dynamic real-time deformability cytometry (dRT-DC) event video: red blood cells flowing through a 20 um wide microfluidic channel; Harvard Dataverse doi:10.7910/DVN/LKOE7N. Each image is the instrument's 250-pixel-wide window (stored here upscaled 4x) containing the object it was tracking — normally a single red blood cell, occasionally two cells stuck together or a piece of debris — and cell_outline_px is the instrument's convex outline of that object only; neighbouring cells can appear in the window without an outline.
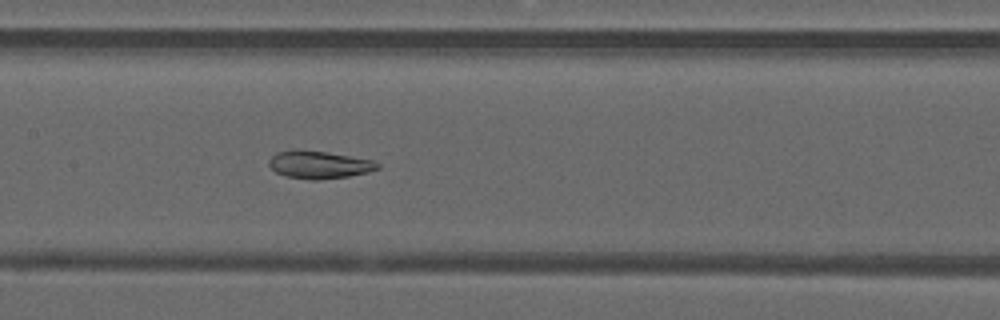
{"species": "common noctule bat (a hibernating species)", "species_latin": "Nyctalus noctula", "temperature_condition": "warm", "stored_images_in_passage": 35, "camera_frame_rate_fps": 3000, "um_per_image_px": 0.085, "animal": {"sex": "male", "forearm_length_mm": 52.5}, "frame": {"image": 1, "passage_image": 10, "time_ms": 3.0, "image_size_px": [1000, 320], "cell_outline_px": [[380, 168], [368, 172], [348, 176], [316, 180], [308, 180], [284, 176], [276, 172], [268, 164], [268, 160], [276, 152], [324, 152], [372, 160], [380, 164]], "centroid_in_image_um": [27.14, 14.04], "position_along_channel_um": 180.3, "area_um2": 16.88}}
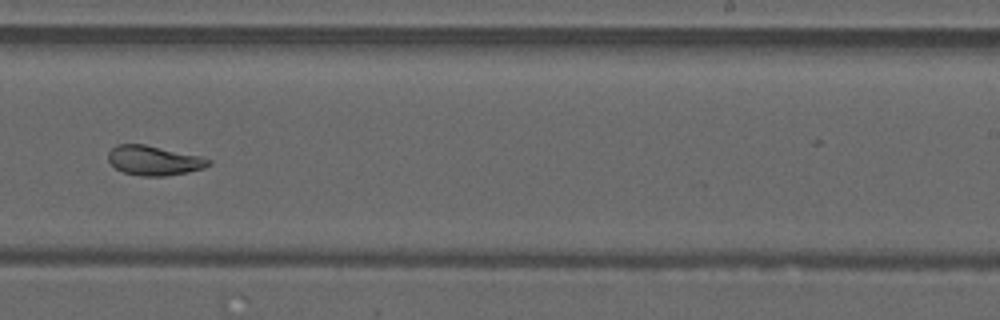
{"frame": {"image": 2, "passage_image": 17, "time_ms": 5.333, "image_size_px": [1000, 320], "cell_outline_px": [[212, 164], [204, 168], [168, 176], [140, 176], [124, 172], [116, 168], [108, 160], [108, 152], [116, 144], [144, 144], [200, 156], [212, 160]], "centroid_in_image_um": [13.09, 13.64], "position_along_channel_um": 275.9, "area_um2": 17.28}}
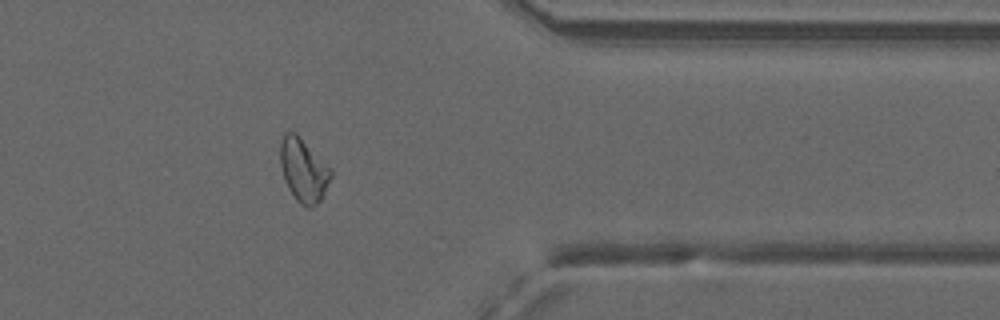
{"frame": {"image": 3, "passage_image": 26, "time_ms": 8.333, "image_size_px": [1000, 320], "cell_outline_px": [[332, 176], [320, 200], [312, 208], [308, 208], [300, 204], [296, 200], [288, 188], [284, 180], [280, 164], [280, 140], [284, 132], [296, 132], [332, 168]], "centroid_in_image_um": [25.79, 14.44], "position_along_channel_um": 385.6, "area_um2": 18.96}, "authors_computed_cell_mechanics": {"area_um2": 18.3226, "velocity_mm_per_s": 4.133, "shape_relaxation_time_tau1_ms": null, "shape_relaxation_time_tau2_ms": 1.5907, "deformation_change_tau1": null, "deformation_change_tau2": 0.0641}}